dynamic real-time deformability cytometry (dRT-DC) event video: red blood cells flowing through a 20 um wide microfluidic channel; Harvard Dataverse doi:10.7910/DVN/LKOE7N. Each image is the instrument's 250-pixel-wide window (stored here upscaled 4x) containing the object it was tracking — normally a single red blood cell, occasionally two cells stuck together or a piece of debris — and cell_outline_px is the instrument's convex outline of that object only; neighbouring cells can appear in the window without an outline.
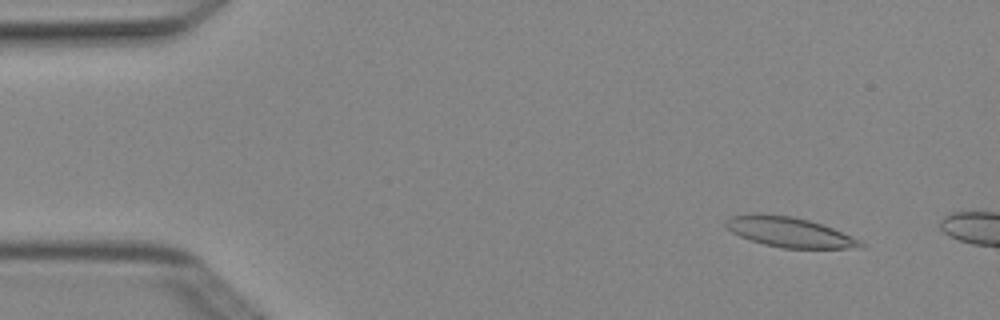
{"species": "Egyptian fruit bat (a non-hibernating species)", "species_latin": "Rousettus aegyptiacus", "temperature_condition": "cold", "stored_images_in_passage": 8, "camera_frame_rate_fps": 3000, "um_per_image_px": 0.085, "animal": {"sex": "female"}, "frame": {"image": 1, "passage_image": 2, "time_ms": 0.333, "image_size_px": [1000, 320], "cell_outline_px": [[864, 248], [780, 248], [764, 244], [740, 236], [732, 232], [724, 224], [724, 220], [728, 216], [792, 216], [808, 220], [832, 228], [860, 240], [864, 244]], "centroid_in_image_um": [67.14, 19.77], "position_along_channel_um": 17.9, "area_um2": 22.72}}
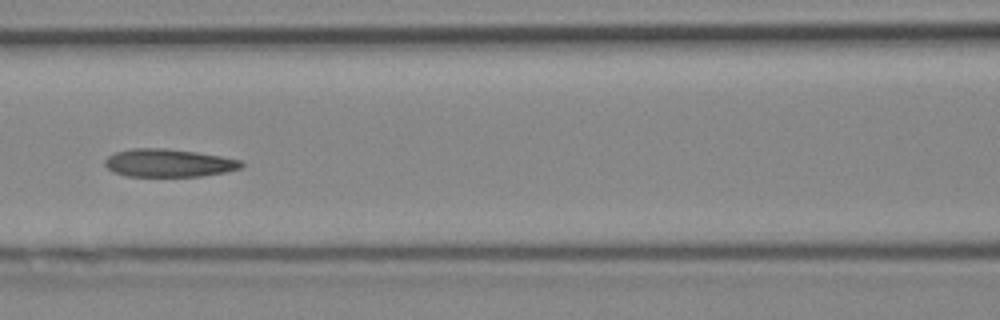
{"frame": {"image": 2, "passage_image": 7, "time_ms": 2.0, "image_size_px": [1000, 320], "cell_outline_px": [[244, 164], [240, 168], [224, 172], [200, 176], [124, 176], [112, 172], [104, 164], [104, 160], [108, 156], [116, 152], [132, 148], [164, 148], [196, 152], [220, 156], [240, 160]], "centroid_in_image_um": [14.28, 13.85], "position_along_channel_um": 152.3, "area_um2": 22.14}}
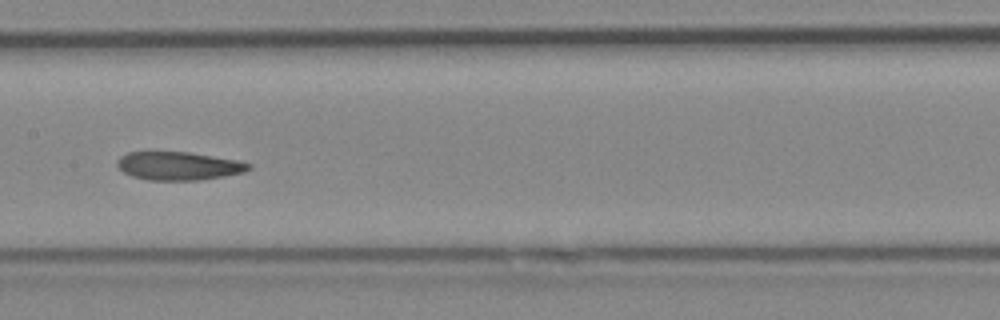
{"frame": {"image": 3, "passage_image": 8, "time_ms": 2.333, "image_size_px": [1000, 320], "cell_outline_px": [[252, 168], [244, 172], [224, 176], [200, 180], [148, 180], [132, 176], [124, 172], [116, 164], [116, 160], [120, 156], [128, 152], [188, 152], [236, 160], [252, 164]], "centroid_in_image_um": [15.17, 14.1], "position_along_channel_um": 192.2, "area_um2": 21.62}}